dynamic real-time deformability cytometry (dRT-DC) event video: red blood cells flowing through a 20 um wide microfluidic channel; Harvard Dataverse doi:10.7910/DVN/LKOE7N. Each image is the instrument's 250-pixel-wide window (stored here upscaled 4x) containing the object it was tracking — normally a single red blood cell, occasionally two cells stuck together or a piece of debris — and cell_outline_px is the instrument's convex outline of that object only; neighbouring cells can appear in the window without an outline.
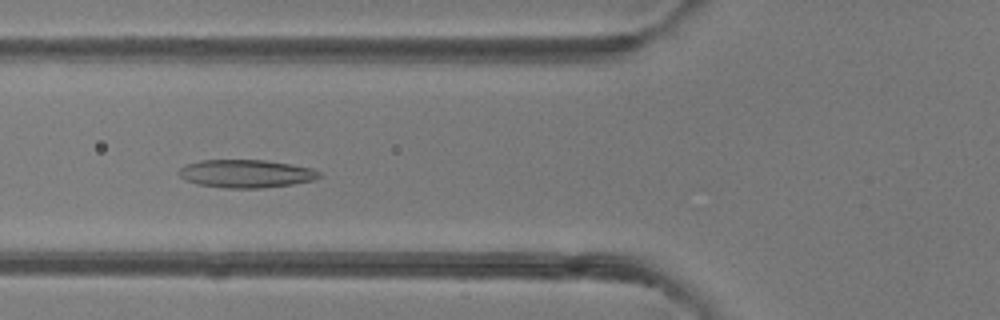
{"species": "common noctule bat (a hibernating species)", "species_latin": "Nyctalus noctula", "temperature_condition": "room temperature", "stored_images_in_passage": 6, "camera_frame_rate_fps": 3000, "um_per_image_px": 0.085, "animal": {"sex": "female"}, "frame": {"image": 1, "passage_image": 6, "time_ms": 5.667, "image_size_px": [1000, 320], "cell_outline_px": [[324, 176], [316, 180], [292, 184], [260, 188], [224, 188], [196, 184], [184, 180], [180, 176], [180, 168], [188, 164], [200, 160], [264, 160], [292, 164], [312, 168], [320, 172]], "centroid_in_image_um": [20.96, 14.76], "position_along_channel_um": 104.8, "area_um2": 23.06}}